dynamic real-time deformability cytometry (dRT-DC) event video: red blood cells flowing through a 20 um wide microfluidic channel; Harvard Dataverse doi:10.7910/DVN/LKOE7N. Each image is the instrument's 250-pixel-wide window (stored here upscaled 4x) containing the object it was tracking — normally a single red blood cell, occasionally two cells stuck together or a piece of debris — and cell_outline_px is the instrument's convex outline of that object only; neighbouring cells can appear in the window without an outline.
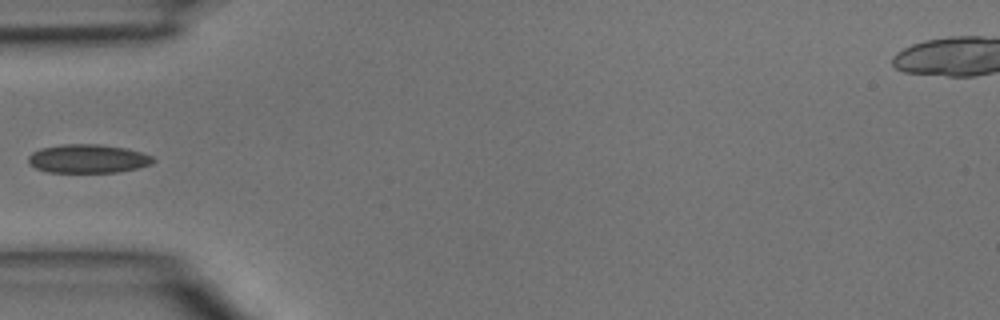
{"species": "common noctule bat (a hibernating species)", "species_latin": "Nyctalus noctula", "temperature_condition": "room temperature", "stored_images_in_passage": 31, "camera_frame_rate_fps": 3000, "um_per_image_px": 0.085, "animal": {"sex": "male", "body_mass_g": 15.6}, "frame": {"image": 1, "passage_image": 1, "time_ms": 0.0, "image_size_px": [1000, 320], "cell_outline_px": [[156, 160], [152, 164], [136, 168], [116, 172], [48, 172], [36, 168], [28, 164], [28, 156], [32, 152], [40, 148], [60, 144], [100, 144], [124, 148], [140, 152], [152, 156]], "centroid_in_image_um": [7.44, 13.48], "position_along_channel_um": 77.6, "area_um2": 20.87}}
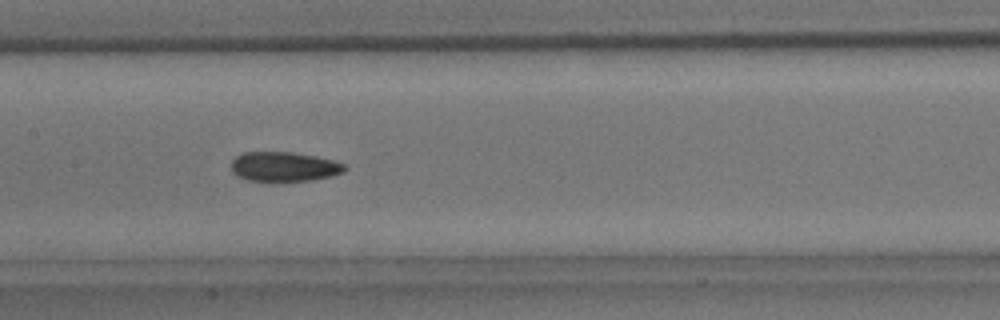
{"frame": {"image": 2, "passage_image": 8, "time_ms": 2.333, "image_size_px": [1000, 320], "cell_outline_px": [[348, 168], [344, 172], [332, 176], [312, 180], [272, 184], [268, 184], [248, 180], [236, 176], [232, 172], [232, 160], [236, 156], [244, 152], [292, 152], [316, 156], [348, 164]], "centroid_in_image_um": [24.15, 14.21], "position_along_channel_um": 183.2, "area_um2": 20.52}}
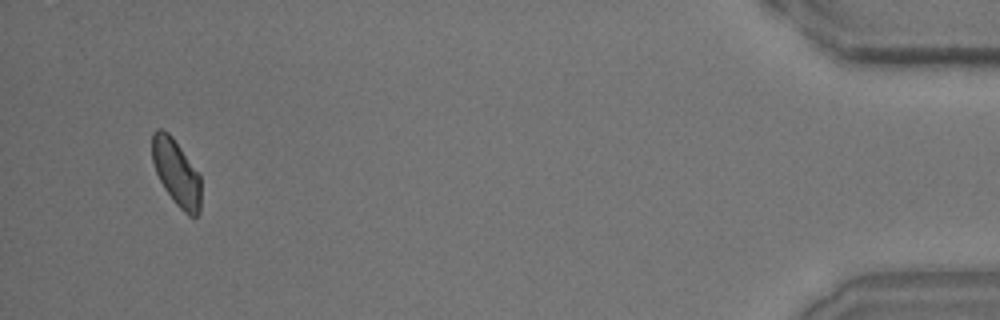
{"frame": {"image": 3, "passage_image": 29, "time_ms": 9.333, "image_size_px": [1000, 320], "cell_outline_px": [[200, 212], [196, 216], [188, 216], [172, 200], [164, 188], [156, 172], [152, 160], [152, 132], [156, 128], [160, 128], [168, 132], [172, 136], [200, 176]], "centroid_in_image_um": [14.97, 14.67], "position_along_channel_um": 420.2, "area_um2": 18.73}}